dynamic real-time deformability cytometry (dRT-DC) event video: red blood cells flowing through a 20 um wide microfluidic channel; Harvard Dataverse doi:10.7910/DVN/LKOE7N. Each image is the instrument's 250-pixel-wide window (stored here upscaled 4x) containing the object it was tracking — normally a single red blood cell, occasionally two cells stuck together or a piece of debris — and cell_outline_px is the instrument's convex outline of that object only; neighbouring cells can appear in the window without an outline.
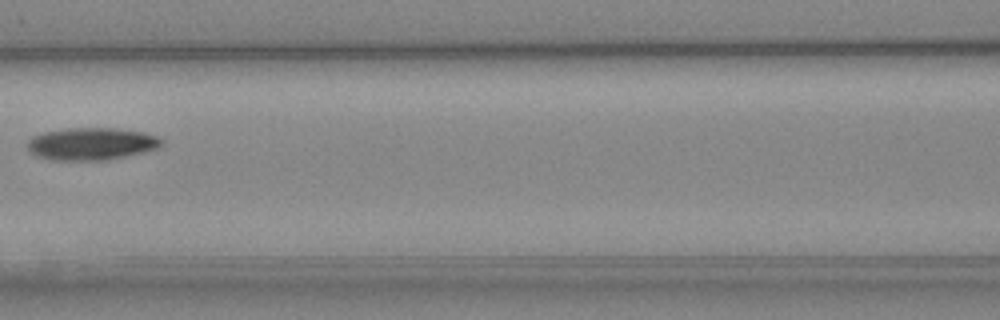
{"species": "Egyptian fruit bat (a non-hibernating species)", "species_latin": "Rousettus aegyptiacus", "temperature_condition": "cold", "stored_images_in_passage": 8, "camera_frame_rate_fps": 3000, "um_per_image_px": 0.085, "animal": {"sex": "female"}, "frame": {"image": 1, "passage_image": 7, "time_ms": 7.333, "image_size_px": [1000, 320], "cell_outline_px": [[164, 140], [156, 148], [144, 152], [108, 160], [56, 160], [40, 156], [32, 152], [28, 148], [28, 140], [32, 136], [44, 132], [64, 128], [112, 128], [140, 132], [156, 136]], "centroid_in_image_um": [7.76, 12.22], "position_along_channel_um": 158.8, "area_um2": 24.97}}
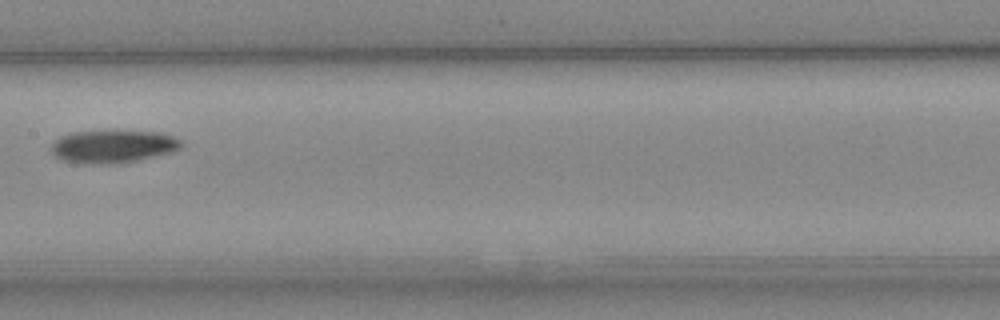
{"frame": {"image": 2, "passage_image": 8, "time_ms": 8.333, "image_size_px": [1000, 320], "cell_outline_px": [[184, 144], [180, 148], [172, 152], [140, 160], [120, 164], [88, 164], [64, 160], [56, 156], [48, 148], [60, 136], [72, 132], [160, 132], [184, 140]], "centroid_in_image_um": [9.64, 12.47], "position_along_channel_um": 197.8, "area_um2": 24.85}}